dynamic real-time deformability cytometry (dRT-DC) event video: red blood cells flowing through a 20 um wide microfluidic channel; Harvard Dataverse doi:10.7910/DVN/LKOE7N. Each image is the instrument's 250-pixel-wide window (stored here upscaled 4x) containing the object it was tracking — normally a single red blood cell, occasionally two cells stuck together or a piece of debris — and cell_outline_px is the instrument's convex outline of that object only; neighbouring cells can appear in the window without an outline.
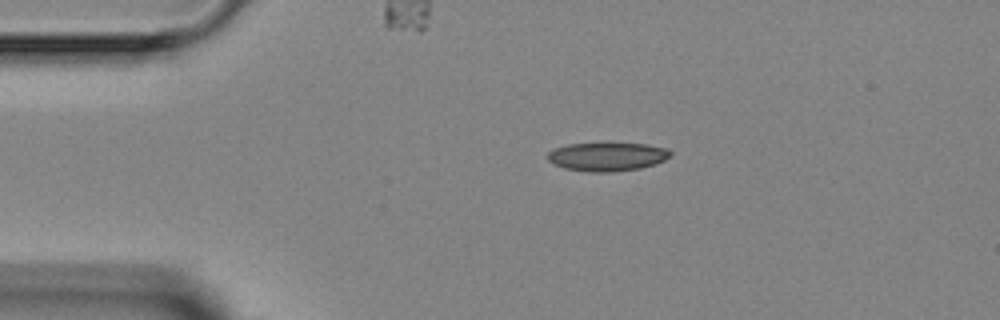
{"species": "Egyptian fruit bat (a non-hibernating species)", "species_latin": "Rousettus aegyptiacus", "temperature_condition": "room temperature", "stored_images_in_passage": 2, "camera_frame_rate_fps": 3000, "um_per_image_px": 0.085, "animal": {"sex": "female"}, "frame": {"image": 1, "passage_image": 1, "time_ms": 0.0, "image_size_px": [1000, 320], "cell_outline_px": [[672, 156], [656, 164], [640, 168], [612, 172], [592, 172], [564, 168], [552, 164], [548, 160], [548, 152], [552, 148], [568, 144], [608, 140], [644, 144], [668, 148], [672, 152]], "centroid_in_image_um": [51.61, 13.26], "position_along_channel_um": 33.4, "area_um2": 21.56}}